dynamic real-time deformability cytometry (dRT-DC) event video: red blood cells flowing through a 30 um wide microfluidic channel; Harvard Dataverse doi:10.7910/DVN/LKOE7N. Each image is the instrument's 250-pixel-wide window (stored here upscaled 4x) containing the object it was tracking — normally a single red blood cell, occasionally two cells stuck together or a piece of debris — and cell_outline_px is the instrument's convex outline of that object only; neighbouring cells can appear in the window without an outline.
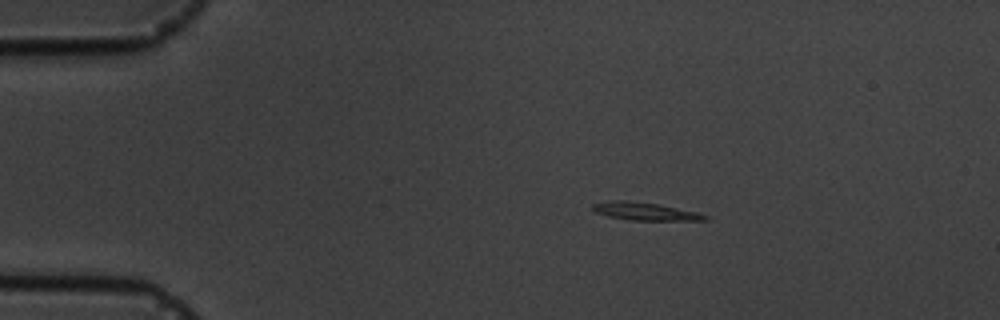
{"species": "common noctule bat (a hibernating species)", "species_latin": "Nyctalus noctula", "temperature_condition": "cold", "stored_images_in_passage": 6, "camera_frame_rate_fps": 3000, "um_per_image_px": 0.085, "animal": {"sex": "male", "body_mass_g": 19.5, "forearm_length_mm": 54.6}, "frame": {"image": 1, "passage_image": 2, "time_ms": 1.0, "image_size_px": [1000, 320], "cell_outline_px": [[708, 220], [628, 220], [608, 216], [596, 212], [592, 208], [592, 204], [608, 200], [624, 200], [660, 204], [696, 212], [708, 216]], "centroid_in_image_um": [54.79, 17.96], "position_along_channel_um": 30.2, "area_um2": 11.62}}
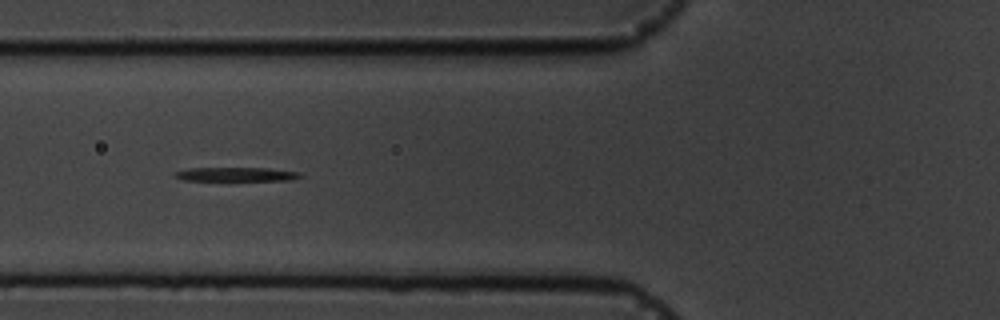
{"frame": {"image": 2, "passage_image": 5, "time_ms": 4.667, "image_size_px": [1000, 320], "cell_outline_px": [[304, 176], [288, 180], [184, 180], [172, 176], [176, 172], [188, 168], [268, 168], [300, 172]], "centroid_in_image_um": [20.09, 14.81], "position_along_channel_um": 105.7, "area_um2": 10.06}}